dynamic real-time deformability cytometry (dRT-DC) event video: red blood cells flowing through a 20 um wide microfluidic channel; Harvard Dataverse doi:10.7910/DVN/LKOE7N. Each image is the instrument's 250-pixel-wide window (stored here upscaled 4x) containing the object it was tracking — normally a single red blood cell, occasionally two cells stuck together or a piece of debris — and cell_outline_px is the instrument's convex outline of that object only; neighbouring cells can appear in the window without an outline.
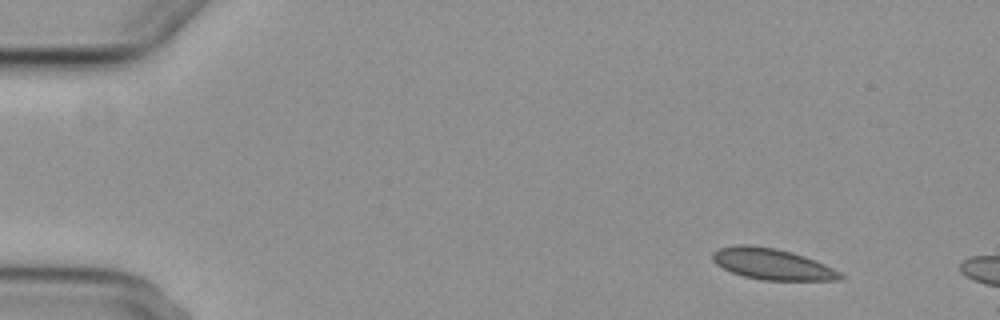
{"species": "common noctule bat (a hibernating species)", "species_latin": "Nyctalus noctula", "temperature_condition": "cold", "stored_images_in_passage": 2, "camera_frame_rate_fps": 3000, "um_per_image_px": 0.085, "animal": {"sex": "female", "body_mass_g": 29.2, "forearm_length_mm": 56.3}, "frame": {"image": 1, "passage_image": 2, "time_ms": 2.0, "image_size_px": [1000, 320], "cell_outline_px": [[844, 280], [764, 280], [744, 276], [732, 272], [716, 264], [712, 260], [712, 252], [720, 248], [736, 244], [748, 244], [776, 248], [792, 252], [804, 256], [824, 264], [840, 272], [844, 276]], "centroid_in_image_um": [65.63, 22.44], "position_along_channel_um": 19.4, "area_um2": 23.12}}